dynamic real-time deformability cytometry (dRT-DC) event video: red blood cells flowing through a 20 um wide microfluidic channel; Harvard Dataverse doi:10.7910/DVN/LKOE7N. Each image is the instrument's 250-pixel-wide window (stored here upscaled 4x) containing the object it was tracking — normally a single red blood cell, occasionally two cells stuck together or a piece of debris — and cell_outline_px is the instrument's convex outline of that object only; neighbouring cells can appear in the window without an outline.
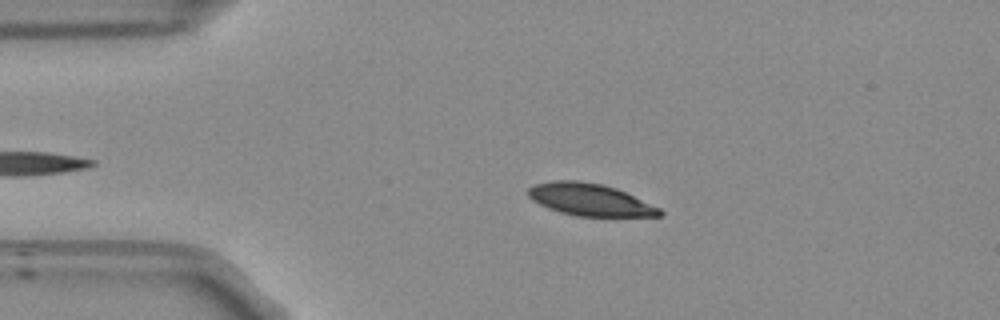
{"species": "Egyptian fruit bat (a non-hibernating species)", "species_latin": "Rousettus aegyptiacus", "temperature_condition": "room temperature", "stored_images_in_passage": 47, "camera_frame_rate_fps": 3000, "um_per_image_px": 0.085, "frame": {"image": 1, "passage_image": 10, "time_ms": 3.0, "image_size_px": [1000, 320], "cell_outline_px": [[664, 212], [660, 216], [576, 216], [560, 212], [548, 208], [532, 200], [528, 196], [528, 188], [532, 184], [552, 180], [580, 180], [604, 184], [616, 188], [660, 208]], "centroid_in_image_um": [50.1, 16.95], "position_along_channel_um": 34.9, "area_um2": 24.74}}
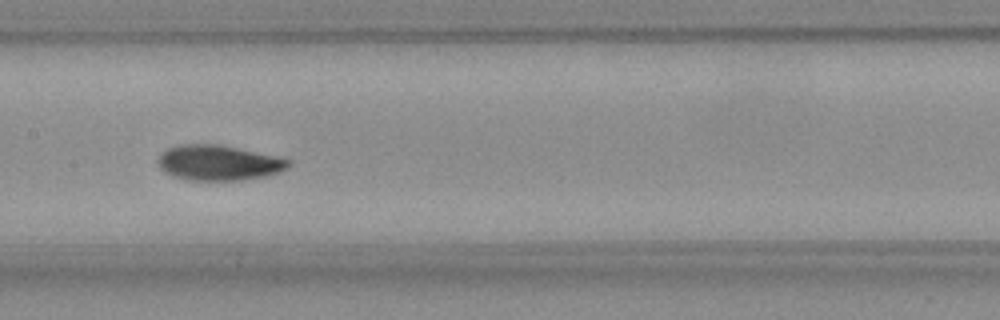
{"frame": {"image": 2, "passage_image": 25, "time_ms": 8.0, "image_size_px": [1000, 320], "cell_outline_px": [[292, 164], [288, 168], [280, 172], [268, 176], [244, 180], [188, 180], [172, 176], [164, 172], [160, 168], [160, 156], [168, 148], [180, 144], [216, 144], [236, 148], [292, 160]], "centroid_in_image_um": [18.62, 13.85], "position_along_channel_um": 188.8, "area_um2": 26.65}}
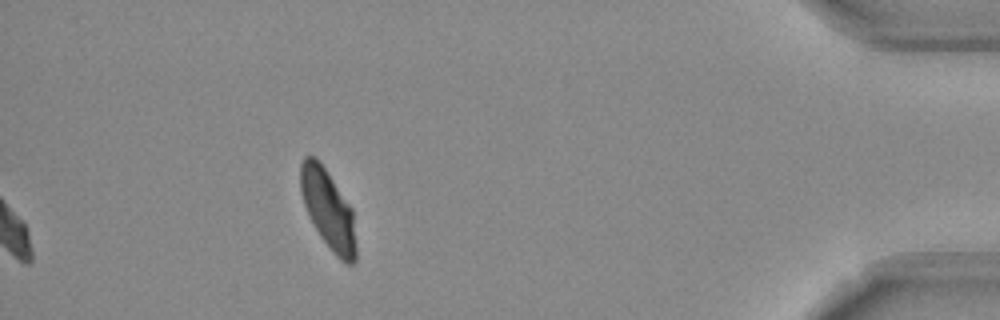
{"frame": {"image": 3, "passage_image": 47, "time_ms": 15.333, "image_size_px": [1000, 320], "cell_outline_px": [[356, 260], [352, 264], [348, 264], [340, 260], [332, 252], [320, 236], [304, 204], [300, 192], [300, 164], [304, 156], [316, 156], [352, 208], [356, 244]], "centroid_in_image_um": [27.89, 17.8], "position_along_channel_um": 407.3, "area_um2": 25.43}, "authors_computed_cell_mechanics": {"area_um2": 26.1256, "velocity_mm_per_s": 3.7677, "shape_relaxation_time_tau1_ms": 3.1026, "shape_relaxation_time_tau2_ms": 1.3795, "deformation_change_tau1": 0.1387, "deformation_change_tau2": 0.0498}}